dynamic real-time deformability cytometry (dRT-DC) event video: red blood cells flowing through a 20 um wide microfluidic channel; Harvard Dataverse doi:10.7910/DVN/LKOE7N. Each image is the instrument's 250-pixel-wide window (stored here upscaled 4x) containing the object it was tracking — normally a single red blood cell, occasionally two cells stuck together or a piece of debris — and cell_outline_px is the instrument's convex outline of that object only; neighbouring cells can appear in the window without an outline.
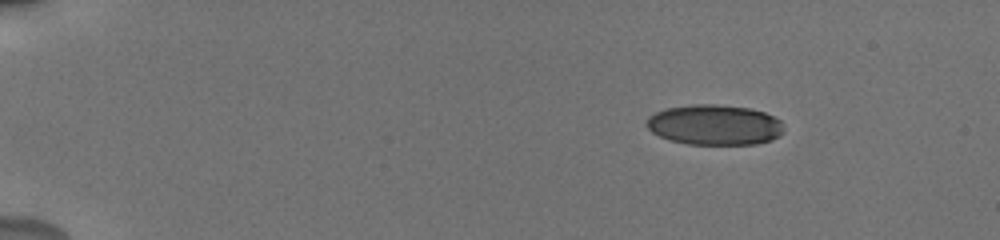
{"species": "human", "species_latin": "Homo sapiens", "temperature_condition": "cold", "stored_images_in_passage": 27, "camera_frame_rate_fps": 3000, "um_per_image_px": 0.085, "donor": {"sex": "male"}, "frame": {"image": 1, "passage_image": 1, "time_ms": 0.0, "image_size_px": [1000, 240], "cell_outline_px": [[784, 132], [780, 136], [772, 140], [756, 144], [688, 144], [668, 140], [652, 132], [644, 124], [648, 116], [664, 108], [692, 104], [716, 104], [748, 108], [764, 112], [780, 120]], "centroid_in_image_um": [60.71, 10.61], "position_along_channel_um": 24.3, "area_um2": 32.48}}
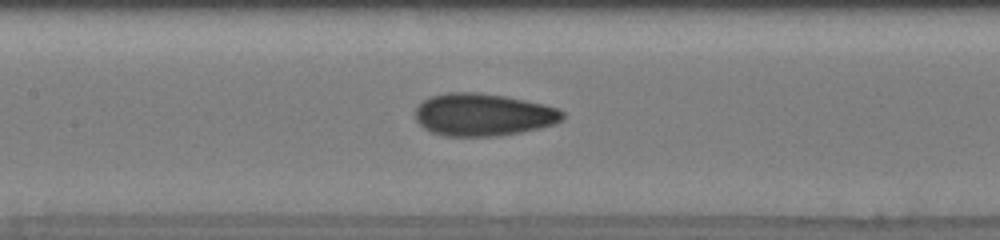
{"frame": {"image": 2, "passage_image": 11, "time_ms": 6.667, "image_size_px": [1000, 240], "cell_outline_px": [[564, 120], [556, 124], [540, 128], [500, 136], [444, 136], [432, 132], [424, 128], [416, 120], [416, 108], [428, 96], [448, 92], [480, 92], [504, 96], [544, 104], [560, 108], [564, 112]], "centroid_in_image_um": [41.1, 9.75], "position_along_channel_um": 166.3, "area_um2": 36.76}}
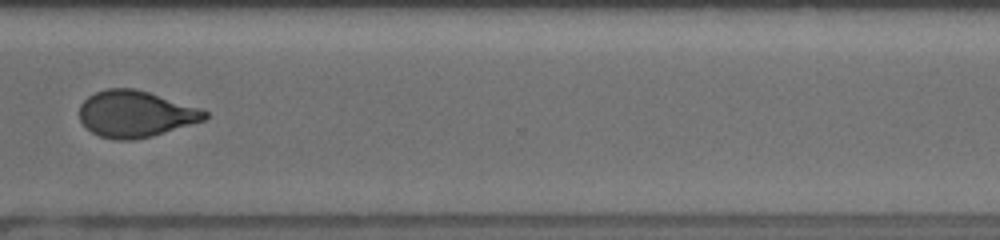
{"frame": {"image": 3, "passage_image": 20, "time_ms": 11.667, "image_size_px": [1000, 240], "cell_outline_px": [[208, 116], [204, 120], [152, 136], [132, 140], [116, 140], [100, 136], [92, 132], [80, 120], [80, 104], [88, 96], [96, 92], [108, 88], [136, 88], [200, 108], [208, 112]], "centroid_in_image_um": [11.51, 9.68], "position_along_channel_um": 359.1, "area_um2": 33.76}, "authors_computed_cell_mechanics": {"area_um2": 34.3332, "velocity_mm_per_s": 3.8633, "shape_relaxation_time_tau1_ms": null, "shape_relaxation_time_tau2_ms": 0.9832, "deformation_change_tau1": null, "deformation_change_tau2": 0.053}}